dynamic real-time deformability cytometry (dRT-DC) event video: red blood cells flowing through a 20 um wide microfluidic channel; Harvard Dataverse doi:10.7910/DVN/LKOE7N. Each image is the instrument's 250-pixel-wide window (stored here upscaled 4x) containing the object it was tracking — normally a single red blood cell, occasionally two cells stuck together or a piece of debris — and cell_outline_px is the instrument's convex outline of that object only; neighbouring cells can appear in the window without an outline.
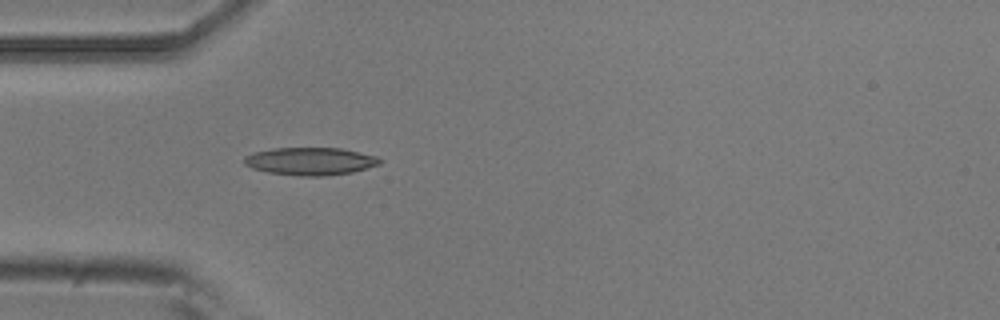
{"species": "common noctule bat (a hibernating species)", "species_latin": "Nyctalus noctula", "temperature_condition": "room temperature", "stored_images_in_passage": 5, "camera_frame_rate_fps": 3000, "um_per_image_px": 0.085, "animal": {"sex": "male", "body_mass_g": 20.5, "forearm_length_mm": 52.5}, "frame": {"image": 1, "passage_image": 5, "time_ms": 1.333, "image_size_px": [1000, 320], "cell_outline_px": [[380, 164], [352, 172], [324, 176], [300, 176], [268, 172], [252, 168], [244, 164], [244, 156], [256, 152], [272, 148], [340, 148], [376, 156], [380, 160]], "centroid_in_image_um": [26.35, 13.71], "position_along_channel_um": 58.6, "area_um2": 21.68}}